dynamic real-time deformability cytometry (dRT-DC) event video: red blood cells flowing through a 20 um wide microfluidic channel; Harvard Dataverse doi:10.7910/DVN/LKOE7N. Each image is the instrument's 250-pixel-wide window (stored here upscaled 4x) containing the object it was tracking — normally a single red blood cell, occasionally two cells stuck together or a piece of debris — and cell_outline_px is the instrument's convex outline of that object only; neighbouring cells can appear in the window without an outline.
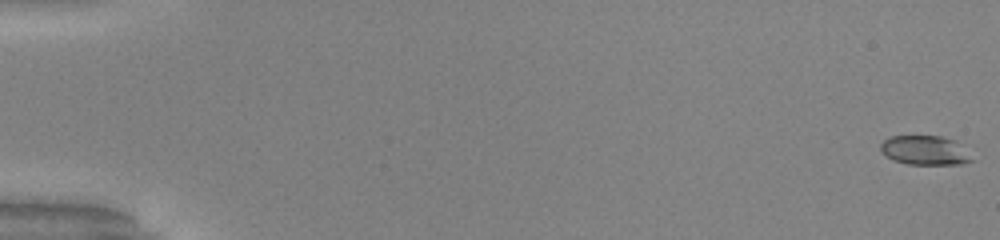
{"species": "common noctule bat (a hibernating species)", "species_latin": "Nyctalus noctula", "temperature_condition": "warm", "stored_images_in_passage": 53, "camera_frame_rate_fps": 3000, "um_per_image_px": 0.085, "animal": {"sex": "male", "body_mass_g": 20.0, "forearm_length_mm": 53.3}, "frame": {"image": 1, "passage_image": 1, "time_ms": 0.0, "image_size_px": [1000, 240], "cell_outline_px": [[972, 160], [960, 164], [908, 164], [896, 160], [888, 156], [880, 148], [880, 144], [888, 136], [940, 136], [956, 140]], "centroid_in_image_um": [78.59, 12.76], "position_along_channel_um": 6.4, "area_um2": 15.14}}
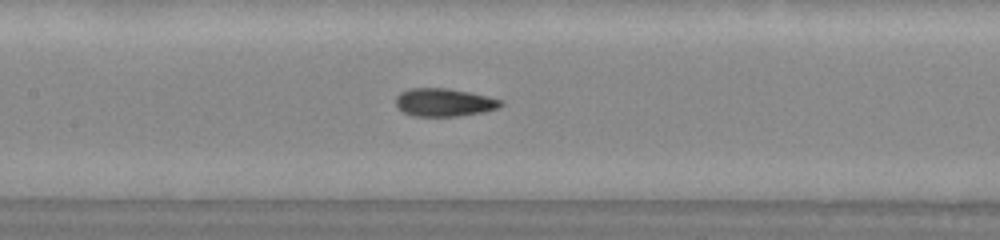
{"frame": {"image": 2, "passage_image": 27, "time_ms": 8.667, "image_size_px": [1000, 240], "cell_outline_px": [[504, 104], [496, 108], [484, 112], [456, 116], [416, 116], [404, 112], [396, 104], [396, 96], [400, 92], [412, 88], [448, 88], [488, 96], [500, 100]], "centroid_in_image_um": [37.75, 8.7], "position_along_channel_um": 169.7, "area_um2": 16.94}}
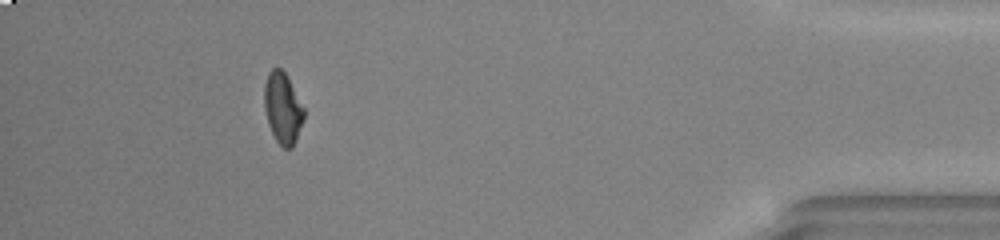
{"frame": {"image": 3, "passage_image": 49, "time_ms": 16.0, "image_size_px": [1000, 240], "cell_outline_px": [[304, 120], [296, 140], [292, 148], [284, 148], [276, 140], [268, 124], [264, 108], [264, 84], [268, 72], [272, 68], [280, 68], [288, 76], [304, 108]], "centroid_in_image_um": [24.03, 9.17], "position_along_channel_um": 411.2, "area_um2": 16.53}, "authors_computed_cell_mechanics": {"area_um2": 16.5886, "velocity_mm_per_s": 4.007, "shape_relaxation_time_tau1_ms": 7.4203, "shape_relaxation_time_tau2_ms": 1.3732, "deformation_change_tau1": 0.2198, "deformation_change_tau2": 0.0593}}